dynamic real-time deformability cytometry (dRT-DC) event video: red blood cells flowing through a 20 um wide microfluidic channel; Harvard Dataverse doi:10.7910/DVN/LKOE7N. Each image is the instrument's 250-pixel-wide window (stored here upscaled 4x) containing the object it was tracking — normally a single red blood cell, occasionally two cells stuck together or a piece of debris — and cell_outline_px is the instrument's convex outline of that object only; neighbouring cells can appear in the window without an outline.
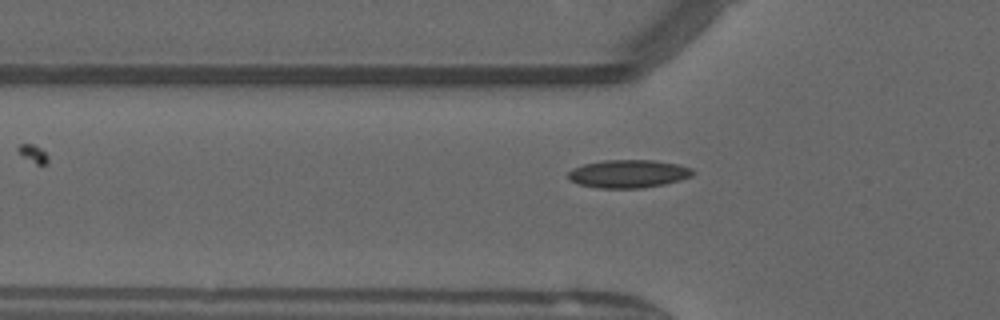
{"species": "common noctule bat (a hibernating species)", "species_latin": "Nyctalus noctula", "temperature_condition": "warm", "stored_images_in_passage": 36, "camera_frame_rate_fps": 3000, "um_per_image_px": 0.085, "animal": {"sex": "male", "forearm_length_mm": 52.5}, "frame": {"image": 1, "passage_image": 2, "time_ms": 0.333, "image_size_px": [1000, 320], "cell_outline_px": [[696, 172], [692, 176], [680, 180], [664, 184], [640, 188], [600, 188], [580, 184], [572, 180], [568, 176], [568, 172], [572, 168], [584, 164], [604, 160], [652, 160], [680, 164], [692, 168]], "centroid_in_image_um": [53.46, 14.76], "position_along_channel_um": 72.3, "area_um2": 20.35}}
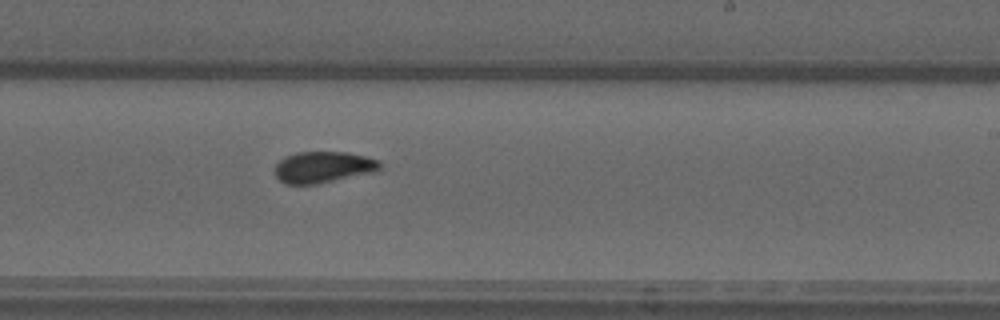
{"frame": {"image": 2, "passage_image": 16, "time_ms": 5.0, "image_size_px": [1000, 320], "cell_outline_px": [[380, 168], [372, 172], [316, 184], [284, 184], [272, 172], [276, 164], [284, 156], [296, 152], [348, 152], [380, 160]], "centroid_in_image_um": [27.41, 14.2], "position_along_channel_um": 261.6, "area_um2": 19.19}}
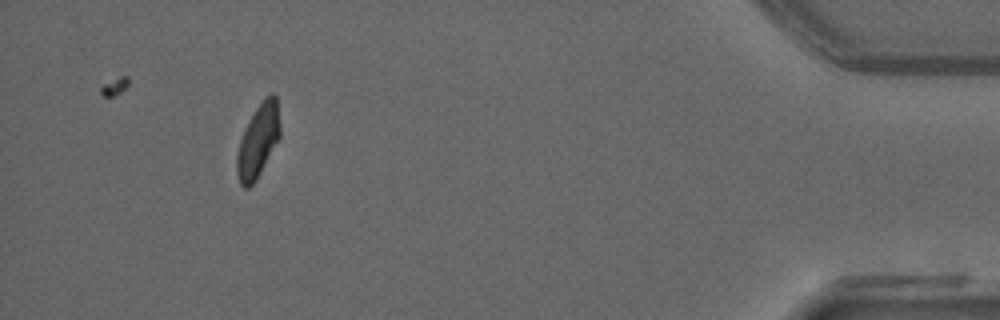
{"frame": {"image": 3, "passage_image": 32, "time_ms": 10.333, "image_size_px": [1000, 320], "cell_outline_px": [[280, 136], [256, 180], [248, 188], [244, 188], [240, 184], [236, 172], [236, 156], [240, 140], [244, 128], [256, 108], [264, 96], [272, 92], [276, 96], [280, 128]], "centroid_in_image_um": [21.92, 11.96], "position_along_channel_um": 413.3, "area_um2": 18.32}, "authors_computed_cell_mechanics": {"area_um2": 18.9584, "velocity_mm_per_s": 4.0522, "shape_relaxation_time_tau1_ms": null, "shape_relaxation_time_tau2_ms": 3.0793, "deformation_change_tau1": null, "deformation_change_tau2": 0.0724}}